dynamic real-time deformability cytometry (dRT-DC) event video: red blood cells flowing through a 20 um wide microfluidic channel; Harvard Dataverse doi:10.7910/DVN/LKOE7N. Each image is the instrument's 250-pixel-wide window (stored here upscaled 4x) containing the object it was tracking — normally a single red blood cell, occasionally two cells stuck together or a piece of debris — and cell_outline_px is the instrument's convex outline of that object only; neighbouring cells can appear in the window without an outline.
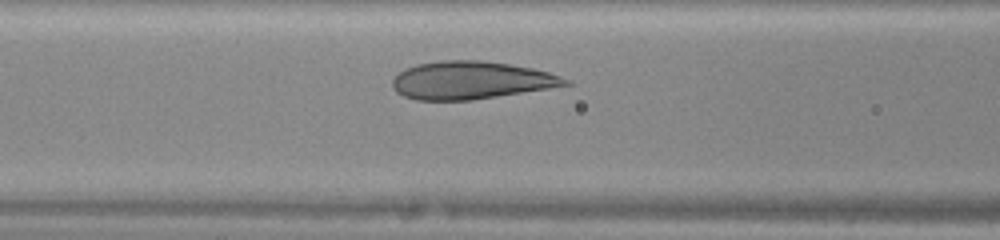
{"species": "human", "species_latin": "Homo sapiens", "temperature_condition": "warm", "stored_images_in_passage": 28, "camera_frame_rate_fps": 3000, "um_per_image_px": 0.085, "donor": {"sex": "female"}, "frame": {"image": 1, "passage_image": 10, "time_ms": 3.0, "image_size_px": [1000, 240], "cell_outline_px": [[572, 84], [548, 88], [472, 100], [416, 100], [404, 96], [396, 92], [392, 88], [392, 80], [404, 68], [416, 64], [440, 60], [484, 60], [532, 68], [548, 72], [572, 80]], "centroid_in_image_um": [40.01, 6.82], "position_along_channel_um": 126.6, "area_um2": 38.09}}
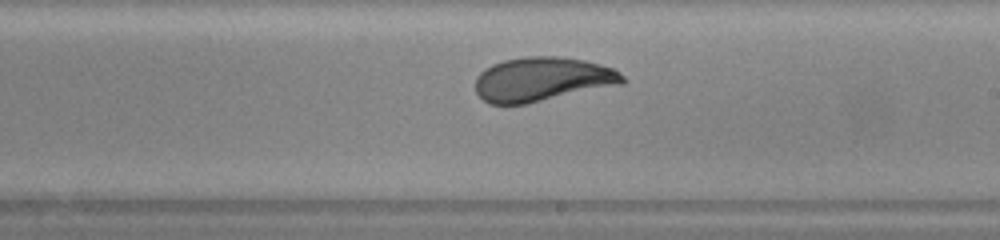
{"frame": {"image": 2, "passage_image": 18, "time_ms": 5.667, "image_size_px": [1000, 240], "cell_outline_px": [[628, 80], [624, 84], [528, 104], [488, 104], [476, 92], [476, 76], [484, 68], [492, 64], [504, 60], [524, 56], [556, 56], [584, 60], [616, 68]], "centroid_in_image_um": [46.13, 6.74], "position_along_channel_um": 242.9, "area_um2": 38.49}}
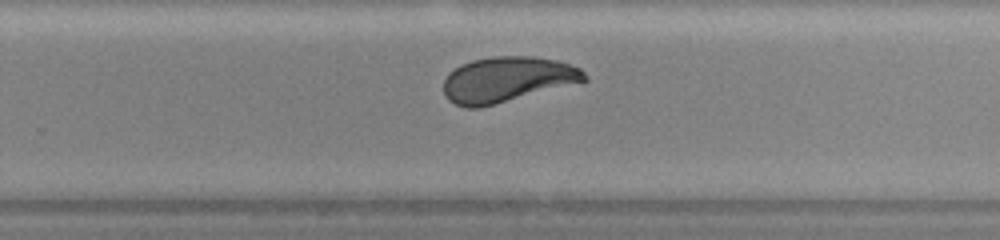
{"frame": {"image": 3, "passage_image": 21, "time_ms": 6.667, "image_size_px": [1000, 240], "cell_outline_px": [[588, 80], [480, 108], [468, 108], [456, 104], [448, 100], [444, 96], [444, 80], [460, 64], [472, 60], [492, 56], [532, 56], [556, 60], [580, 68], [588, 76]], "centroid_in_image_um": [43.1, 6.75], "position_along_channel_um": 286.7, "area_um2": 37.05}}